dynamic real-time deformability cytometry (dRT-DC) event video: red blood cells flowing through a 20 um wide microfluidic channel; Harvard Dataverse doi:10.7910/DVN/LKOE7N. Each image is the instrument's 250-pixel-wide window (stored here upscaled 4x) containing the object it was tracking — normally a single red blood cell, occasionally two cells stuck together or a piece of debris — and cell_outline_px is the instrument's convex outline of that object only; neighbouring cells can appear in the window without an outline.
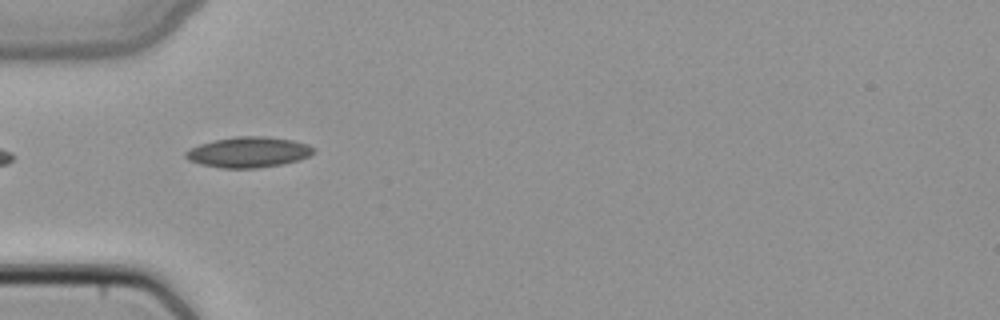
{"species": "common noctule bat (a hibernating species)", "species_latin": "Nyctalus noctula", "temperature_condition": "cold", "stored_images_in_passage": 5, "camera_frame_rate_fps": 3000, "um_per_image_px": 0.085, "animal": {"sex": "female", "body_mass_g": 22.7, "forearm_length_mm": 54.2}, "frame": {"image": 1, "passage_image": 4, "time_ms": 1.0, "image_size_px": [1000, 320], "cell_outline_px": [[316, 152], [300, 160], [284, 164], [256, 168], [220, 168], [200, 164], [188, 160], [184, 156], [184, 152], [200, 144], [216, 140], [236, 136], [264, 136], [292, 140], [308, 144], [316, 148]], "centroid_in_image_um": [21.15, 12.94], "position_along_channel_um": 63.8, "area_um2": 22.89}}
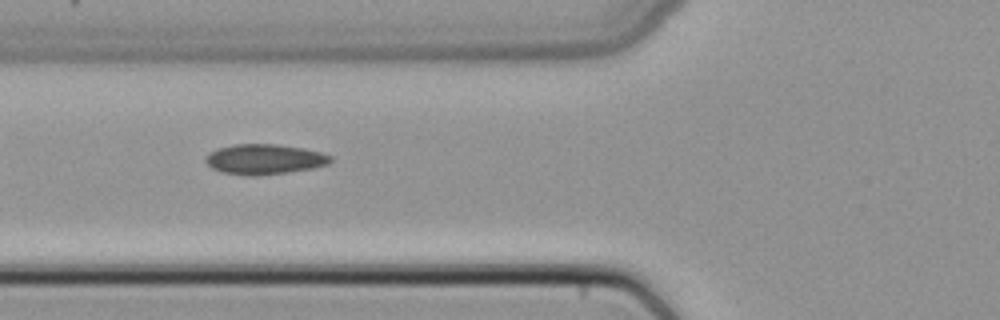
{"frame": {"image": 2, "passage_image": 5, "time_ms": 1.333, "image_size_px": [1000, 320], "cell_outline_px": [[332, 160], [328, 164], [312, 168], [288, 172], [256, 176], [248, 176], [220, 172], [212, 168], [204, 160], [204, 156], [208, 152], [216, 148], [236, 144], [276, 144], [304, 148], [320, 152], [332, 156]], "centroid_in_image_um": [22.43, 13.53], "position_along_channel_um": 103.4, "area_um2": 22.2}}